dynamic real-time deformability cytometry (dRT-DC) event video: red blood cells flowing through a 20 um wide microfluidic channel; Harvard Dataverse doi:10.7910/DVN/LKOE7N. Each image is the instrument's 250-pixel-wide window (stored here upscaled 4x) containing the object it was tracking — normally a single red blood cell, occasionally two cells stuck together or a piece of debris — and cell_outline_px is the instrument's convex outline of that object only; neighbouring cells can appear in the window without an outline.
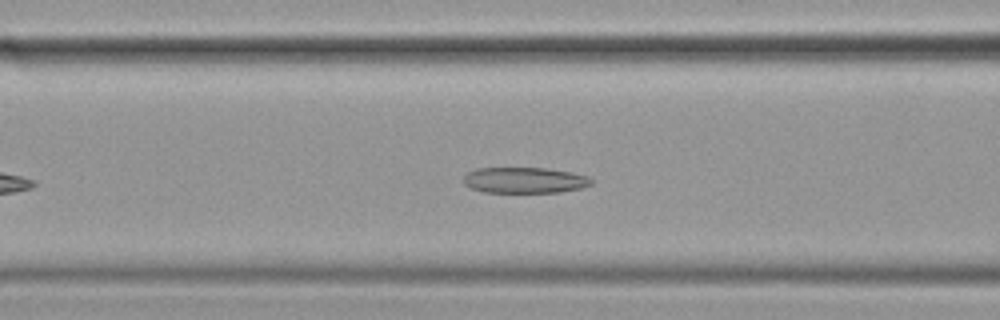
{"species": "common noctule bat (a hibernating species)", "species_latin": "Nyctalus noctula", "temperature_condition": "cold", "stored_images_in_passage": 40, "camera_frame_rate_fps": 3000, "um_per_image_px": 0.085, "animal": {"sex": "female", "body_mass_g": 19.9}, "frame": {"image": 1, "passage_image": 13, "time_ms": 4.0, "image_size_px": [1000, 320], "cell_outline_px": [[596, 180], [592, 184], [580, 188], [560, 192], [484, 192], [472, 188], [464, 184], [464, 176], [468, 172], [476, 168], [548, 168], [572, 172], [588, 176]], "centroid_in_image_um": [44.63, 15.31], "position_along_channel_um": 122.0, "area_um2": 19.36}}
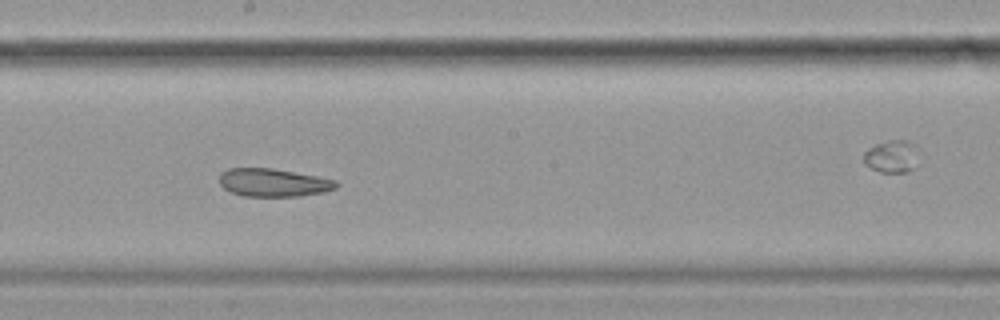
{"frame": {"image": 2, "passage_image": 22, "time_ms": 7.0, "image_size_px": [1000, 320], "cell_outline_px": [[340, 184], [336, 188], [324, 192], [300, 196], [244, 196], [232, 192], [224, 188], [220, 184], [220, 172], [228, 168], [272, 168], [316, 176], [336, 180]], "centroid_in_image_um": [23.25, 15.52], "position_along_channel_um": 225.0, "area_um2": 19.07}}
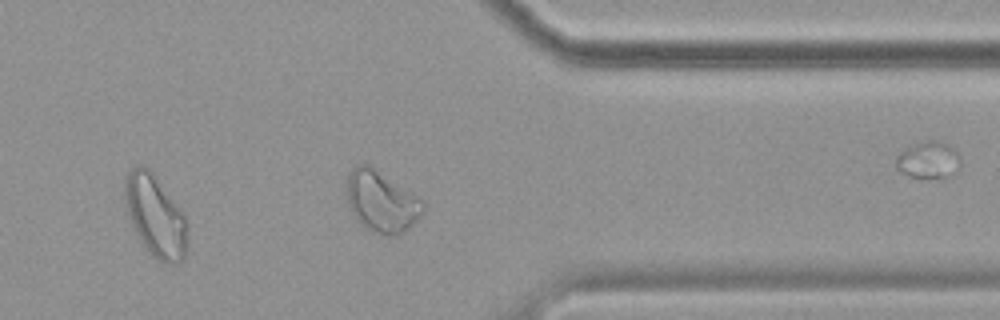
{"frame": {"image": 3, "passage_image": 36, "time_ms": 11.667, "image_size_px": [1000, 320], "cell_outline_px": [[424, 208], [420, 216], [408, 228], [392, 236], [388, 236], [372, 232], [364, 228], [356, 220], [352, 212], [344, 192], [348, 176], [356, 164], [368, 164], [420, 196], [424, 200]], "centroid_in_image_um": [32.41, 17.12], "position_along_channel_um": 379.0, "area_um2": 27.51}, "authors_computed_cell_mechanics": {"area_um2": 20.2878, "velocity_mm_per_s": 3.4445, "shape_relaxation_time_tau1_ms": null, "shape_relaxation_time_tau2_ms": 6.94, "deformation_change_tau1": null, "deformation_change_tau2": 0.1188}}